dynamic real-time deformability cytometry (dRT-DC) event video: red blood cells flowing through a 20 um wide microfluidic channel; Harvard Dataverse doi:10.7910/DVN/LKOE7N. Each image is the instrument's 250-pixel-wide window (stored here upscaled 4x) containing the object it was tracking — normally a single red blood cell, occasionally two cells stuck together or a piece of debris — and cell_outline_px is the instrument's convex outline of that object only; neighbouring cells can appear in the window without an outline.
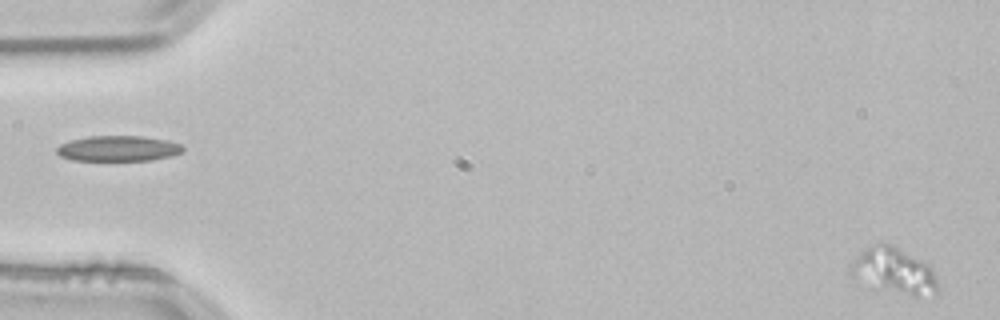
{"species": "common noctule bat (a hibernating species)", "species_latin": "Nyctalus noctula", "temperature_condition": "room temperature", "stored_images_in_passage": 26, "camera_frame_rate_fps": 3000, "um_per_image_px": 0.085, "animal": {"sex": "male", "body_mass_g": 21.5, "forearm_length_mm": 52.0}, "frame": {"image": 1, "passage_image": 1, "time_ms": 0.0, "image_size_px": [1000, 320], "cell_outline_px": [[940, 284], [936, 292], [916, 296], [912, 296], [868, 288], [848, 276], [848, 268], [852, 260], [864, 248], [876, 244], [888, 244], [932, 264], [940, 280]], "centroid_in_image_um": [75.95, 23.06], "position_along_channel_um": 9.0, "area_um2": 24.33}}
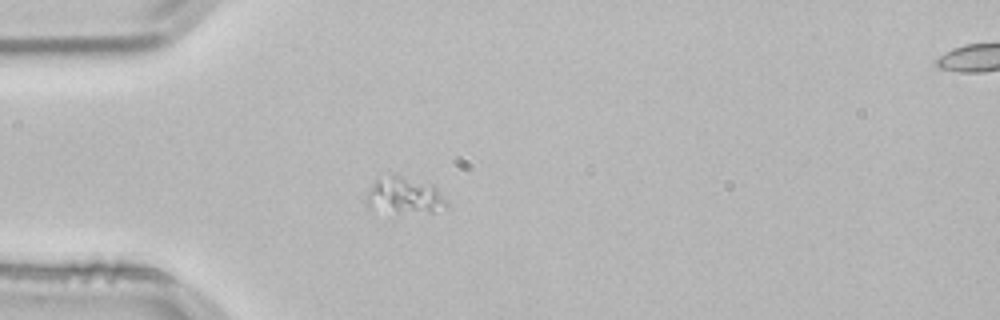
{"frame": {"image": 2, "passage_image": 15, "time_ms": 4.667, "image_size_px": [1000, 320], "cell_outline_px": [[448, 208], [432, 212], [372, 212], [364, 208], [364, 196], [372, 184], [376, 180], [392, 176], [400, 176], [432, 184], [448, 200]], "centroid_in_image_um": [34.31, 16.69], "position_along_channel_um": 50.7, "area_um2": 17.51}}